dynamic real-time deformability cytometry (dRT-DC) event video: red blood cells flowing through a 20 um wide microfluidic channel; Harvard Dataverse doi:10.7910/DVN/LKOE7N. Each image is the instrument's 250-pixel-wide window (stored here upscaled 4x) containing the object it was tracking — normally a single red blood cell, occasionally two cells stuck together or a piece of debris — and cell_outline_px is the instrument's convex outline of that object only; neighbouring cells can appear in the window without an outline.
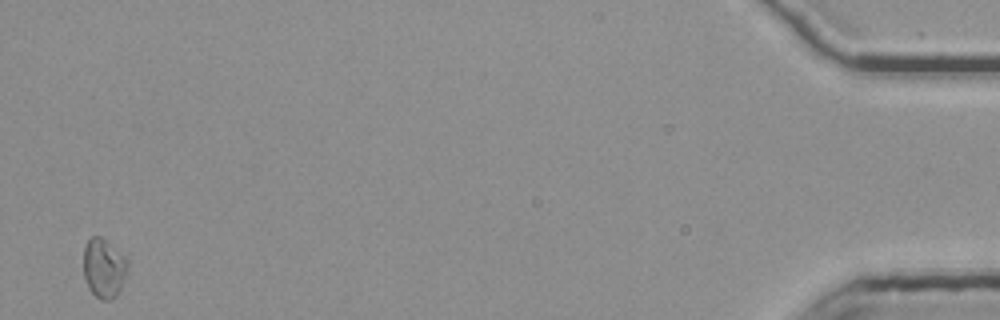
{"species": "common noctule bat (a hibernating species)", "species_latin": "Nyctalus noctula", "temperature_condition": "room temperature", "stored_images_in_passage": 43, "segment_of_instrument_passage": [2, 2], "camera_frame_rate_fps": 3000, "um_per_image_px": 0.085, "animal": {"sex": "female", "body_mass_g": 25.1}, "frame": {"image": 1, "passage_image": 43, "time_ms": 14.0, "image_size_px": [1000, 320], "cell_outline_px": [[128, 268], [120, 288], [116, 296], [112, 300], [100, 300], [88, 288], [84, 280], [84, 248], [88, 240], [92, 236], [100, 236], [124, 256], [128, 260]], "centroid_in_image_um": [8.81, 22.81], "position_along_channel_um": 426.4, "area_um2": 15.14}}